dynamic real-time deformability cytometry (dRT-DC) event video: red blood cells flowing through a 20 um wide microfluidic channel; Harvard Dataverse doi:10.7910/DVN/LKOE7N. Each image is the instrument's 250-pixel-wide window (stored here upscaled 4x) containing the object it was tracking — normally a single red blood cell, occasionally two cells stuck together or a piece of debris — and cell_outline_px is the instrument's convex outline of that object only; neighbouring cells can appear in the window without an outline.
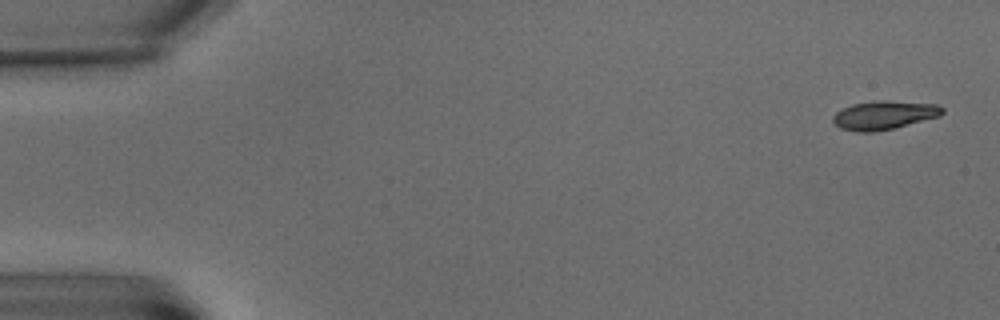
{"species": "common noctule bat (a hibernating species)", "species_latin": "Nyctalus noctula", "temperature_condition": "warm", "stored_images_in_passage": 7, "camera_frame_rate_fps": 3000, "um_per_image_px": 0.085, "animal": {"sex": "male", "body_mass_g": 15.6}, "frame": {"image": 1, "passage_image": 1, "time_ms": 0.0, "image_size_px": [1000, 320], "cell_outline_px": [[944, 112], [940, 116], [876, 132], [856, 132], [840, 128], [832, 120], [832, 116], [836, 112], [852, 104], [880, 100], [888, 100], [936, 104], [944, 108]], "centroid_in_image_um": [75.14, 9.78], "position_along_channel_um": 9.9, "area_um2": 18.21}}
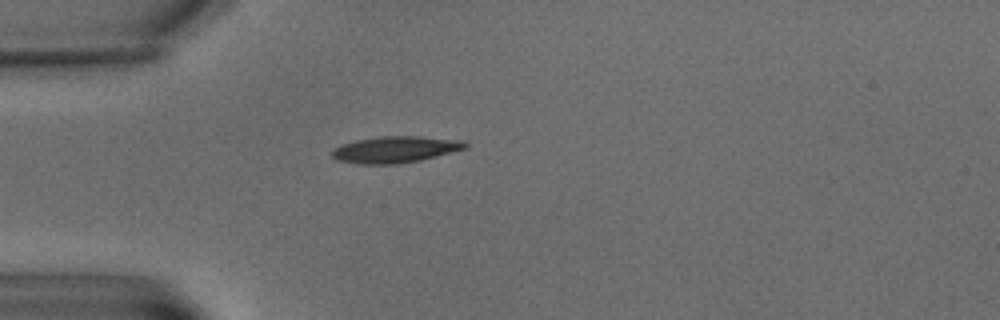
{"frame": {"image": 2, "passage_image": 6, "time_ms": 6.0, "image_size_px": [1000, 320], "cell_outline_px": [[468, 148], [420, 160], [396, 164], [360, 164], [336, 160], [332, 156], [332, 152], [340, 144], [356, 140], [380, 136], [420, 136], [464, 140], [468, 144]], "centroid_in_image_um": [33.62, 12.7], "position_along_channel_um": 51.4, "area_um2": 20.63}}